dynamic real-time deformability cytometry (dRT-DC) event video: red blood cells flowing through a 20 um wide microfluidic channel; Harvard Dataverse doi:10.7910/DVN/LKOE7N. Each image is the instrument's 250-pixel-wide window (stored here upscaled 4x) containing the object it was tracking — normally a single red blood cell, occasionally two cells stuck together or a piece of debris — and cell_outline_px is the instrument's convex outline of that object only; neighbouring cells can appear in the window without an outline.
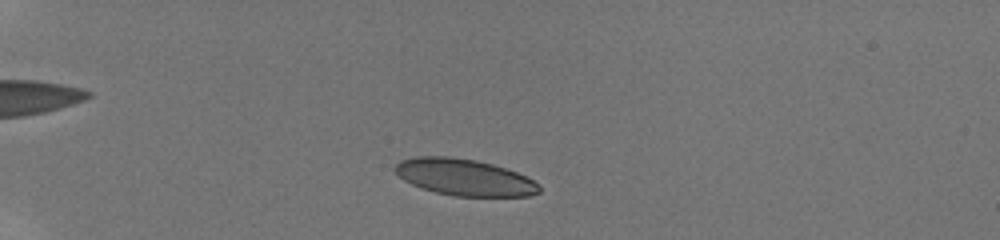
{"species": "human", "species_latin": "Homo sapiens", "temperature_condition": "room temperature", "stored_images_in_passage": 8, "camera_frame_rate_fps": 3000, "um_per_image_px": 0.085, "donor": {"sex": "male"}, "frame": {"image": 1, "passage_image": 3, "time_ms": 1.333, "image_size_px": [1000, 240], "cell_outline_px": [[540, 192], [528, 196], [452, 196], [420, 188], [404, 180], [392, 168], [400, 160], [416, 156], [448, 156], [476, 160], [492, 164], [516, 172], [532, 180], [540, 188]], "centroid_in_image_um": [39.42, 15.06], "position_along_channel_um": 45.6, "area_um2": 30.58}}